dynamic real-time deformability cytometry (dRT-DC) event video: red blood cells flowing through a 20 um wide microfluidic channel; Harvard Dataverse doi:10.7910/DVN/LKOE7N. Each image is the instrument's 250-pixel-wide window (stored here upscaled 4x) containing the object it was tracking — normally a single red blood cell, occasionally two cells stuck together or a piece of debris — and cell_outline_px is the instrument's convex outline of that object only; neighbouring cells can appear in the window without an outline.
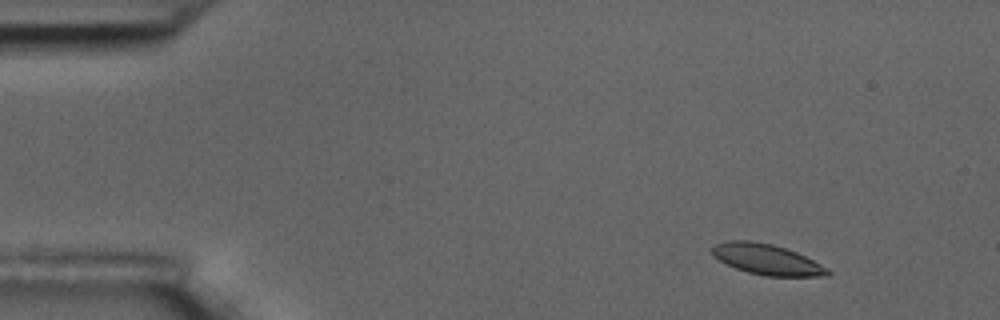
{"species": "common noctule bat (a hibernating species)", "species_latin": "Nyctalus noctula", "temperature_condition": "room temperature", "stored_images_in_passage": 3, "camera_frame_rate_fps": 3000, "um_per_image_px": 0.085, "animal": {"sex": "male", "body_mass_g": 17.5, "forearm_length_mm": 52.3}, "frame": {"image": 1, "passage_image": 1, "time_ms": 0.0, "image_size_px": [1000, 320], "cell_outline_px": [[832, 272], [828, 276], [764, 276], [748, 272], [736, 268], [712, 256], [712, 248], [716, 244], [728, 240], [748, 240], [772, 244], [796, 252], [828, 268]], "centroid_in_image_um": [65.18, 22.05], "position_along_channel_um": 19.8, "area_um2": 20.4}}